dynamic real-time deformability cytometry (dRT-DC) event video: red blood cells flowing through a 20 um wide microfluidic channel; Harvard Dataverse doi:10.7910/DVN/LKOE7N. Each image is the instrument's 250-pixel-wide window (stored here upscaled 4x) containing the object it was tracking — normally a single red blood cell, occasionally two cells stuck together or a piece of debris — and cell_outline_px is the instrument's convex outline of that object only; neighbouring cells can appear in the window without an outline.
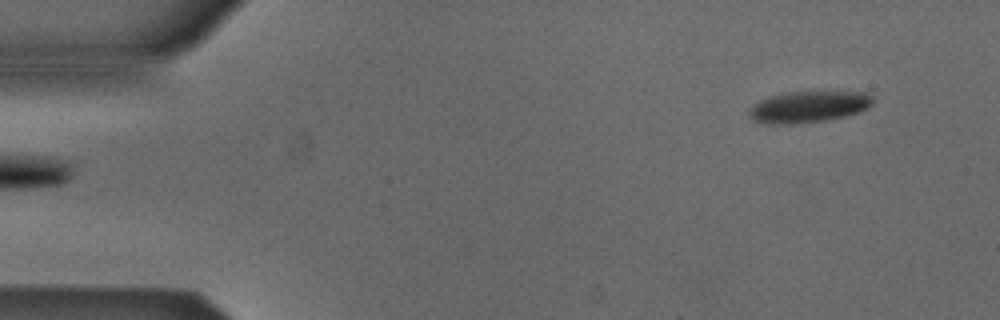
{"species": "Egyptian fruit bat (a non-hibernating species)", "species_latin": "Rousettus aegyptiacus", "temperature_condition": "cold", "stored_images_in_passage": 49, "camera_frame_rate_fps": 3000, "um_per_image_px": 0.085, "animal": {"sex": "male"}, "frame": {"image": 1, "passage_image": 1, "time_ms": 0.0, "image_size_px": [1000, 320], "cell_outline_px": [[872, 104], [868, 108], [860, 112], [828, 120], [792, 124], [768, 124], [752, 120], [748, 116], [748, 112], [760, 100], [772, 96], [792, 92], [864, 92], [872, 96]], "centroid_in_image_um": [68.74, 9.09], "position_along_channel_um": 16.3, "area_um2": 22.43}}
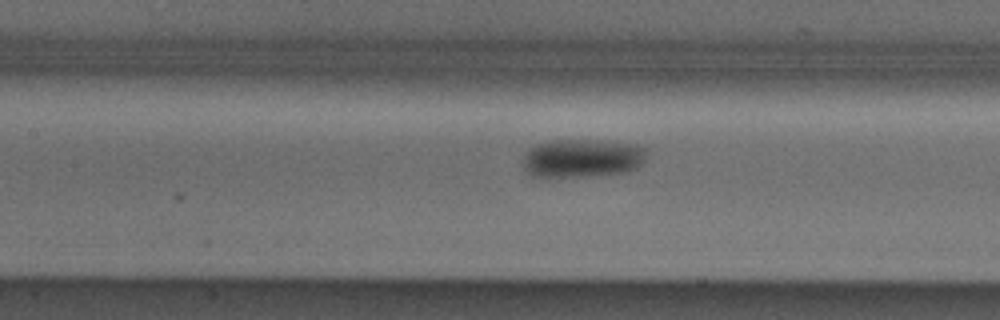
{"frame": {"image": 2, "passage_image": 20, "time_ms": 6.333, "image_size_px": [1000, 320], "cell_outline_px": [[644, 160], [636, 168], [628, 172], [584, 176], [532, 176], [524, 168], [524, 156], [528, 148], [540, 144], [556, 140], [592, 140], [636, 144], [644, 148]], "centroid_in_image_um": [49.49, 13.44], "position_along_channel_um": 157.9, "area_um2": 27.22}}
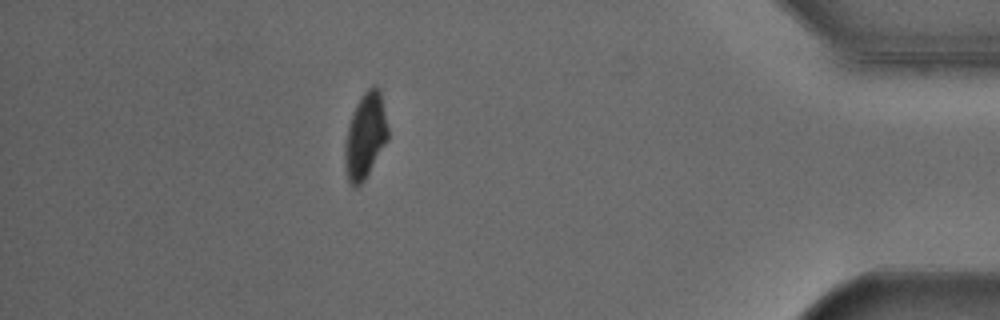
{"frame": {"image": 3, "passage_image": 43, "time_ms": 14.0, "image_size_px": [1000, 320], "cell_outline_px": [[388, 140], [364, 180], [356, 188], [352, 188], [348, 180], [344, 164], [344, 148], [348, 124], [356, 104], [364, 92], [372, 84], [376, 84], [380, 88], [388, 128]], "centroid_in_image_um": [31.04, 11.53], "position_along_channel_um": 404.2, "area_um2": 21.68}, "authors_computed_cell_mechanics": {"area_um2": 24.2182, "velocity_mm_per_s": 3.855, "shape_relaxation_time_tau1_ms": 3.274, "shape_relaxation_time_tau2_ms": null, "deformation_change_tau1": 0.0966, "deformation_change_tau2": null}}